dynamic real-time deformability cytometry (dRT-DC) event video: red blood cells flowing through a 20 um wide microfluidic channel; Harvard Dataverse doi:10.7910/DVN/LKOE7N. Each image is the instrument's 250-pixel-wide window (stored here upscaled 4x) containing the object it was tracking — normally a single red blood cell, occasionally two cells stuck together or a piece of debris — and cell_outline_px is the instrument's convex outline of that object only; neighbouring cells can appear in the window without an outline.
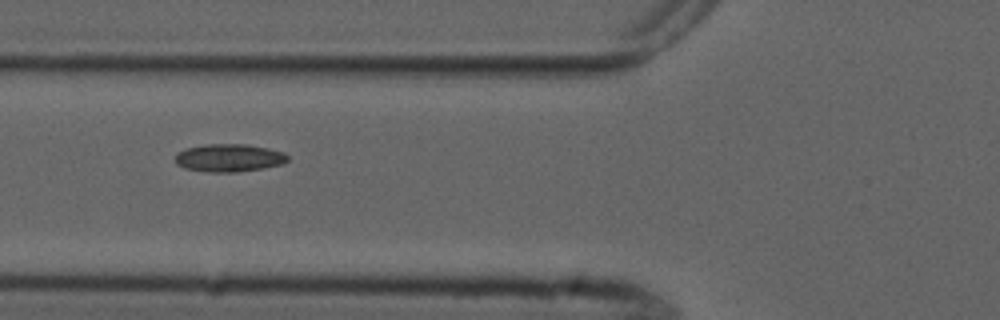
{"species": "common noctule bat (a hibernating species)", "species_latin": "Nyctalus noctula", "temperature_condition": "cold", "stored_images_in_passage": 11, "camera_frame_rate_fps": 3000, "um_per_image_px": 0.085, "animal": {"sex": "male", "forearm_length_mm": 52.5}, "frame": {"image": 1, "passage_image": 5, "time_ms": 6.0, "image_size_px": [1000, 320], "cell_outline_px": [[288, 160], [280, 164], [264, 168], [236, 172], [208, 172], [184, 168], [176, 164], [176, 156], [180, 152], [188, 148], [204, 144], [248, 144], [268, 148], [284, 152], [288, 156]], "centroid_in_image_um": [19.49, 13.42], "position_along_channel_um": 106.3, "area_um2": 18.15}}
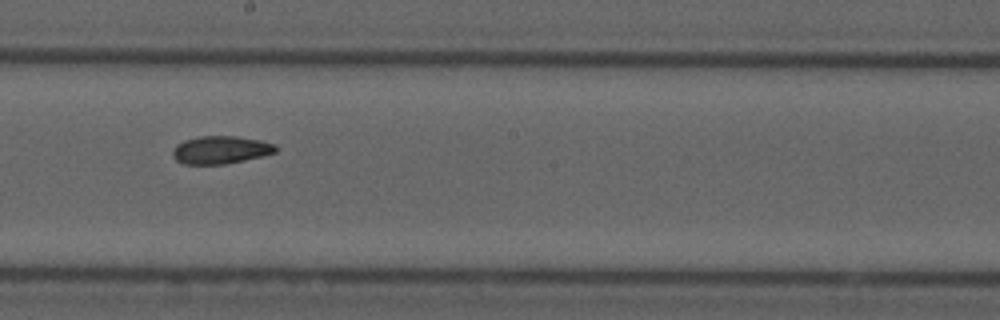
{"frame": {"image": 2, "passage_image": 8, "time_ms": 9.333, "image_size_px": [1000, 320], "cell_outline_px": [[280, 148], [276, 152], [264, 156], [224, 164], [184, 164], [176, 160], [172, 156], [172, 152], [176, 144], [184, 140], [200, 136], [236, 136], [260, 140], [276, 144]], "centroid_in_image_um": [18.78, 12.73], "position_along_channel_um": 229.4, "area_um2": 16.88}}
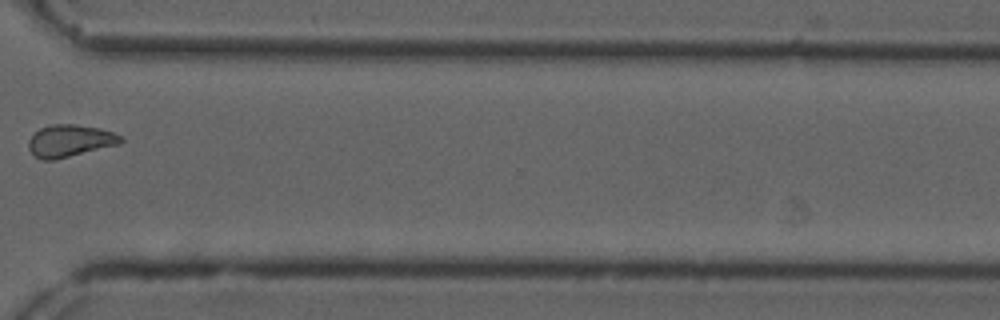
{"frame": {"image": 3, "passage_image": 11, "time_ms": 13.0, "image_size_px": [1000, 320], "cell_outline_px": [[124, 140], [120, 144], [52, 160], [40, 160], [28, 148], [28, 140], [40, 128], [52, 124], [72, 124], [100, 128], [112, 132], [120, 136]], "centroid_in_image_um": [5.93, 11.96], "position_along_channel_um": 364.7, "area_um2": 17.05}, "authors_computed_cell_mechanics": {"area_um2": 17.1088, "velocity_mm_per_s": 3.6795, "shape_relaxation_time_tau1_ms": 0.8252, "shape_relaxation_time_tau2_ms": 7.9075, "deformation_change_tau1": 0.1787, "deformation_change_tau2": 0.1059}}